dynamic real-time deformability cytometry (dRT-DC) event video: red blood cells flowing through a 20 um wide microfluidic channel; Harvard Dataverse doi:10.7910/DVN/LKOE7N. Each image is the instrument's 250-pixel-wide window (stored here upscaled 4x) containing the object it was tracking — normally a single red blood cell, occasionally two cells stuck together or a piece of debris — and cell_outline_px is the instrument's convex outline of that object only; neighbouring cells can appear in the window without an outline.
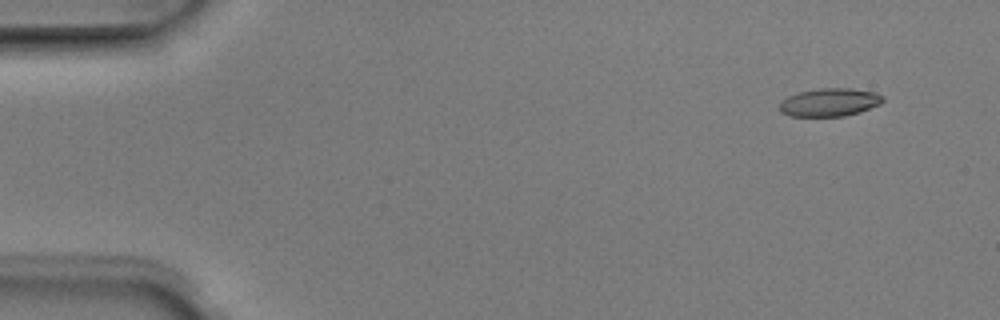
{"species": "Egyptian fruit bat (a non-hibernating species)", "species_latin": "Rousettus aegyptiacus", "temperature_condition": "room temperature", "stored_images_in_passage": 3, "camera_frame_rate_fps": 3000, "um_per_image_px": 0.085, "animal": {"sex": "male"}, "frame": {"image": 1, "passage_image": 1, "time_ms": 0.0, "image_size_px": [1000, 320], "cell_outline_px": [[884, 100], [880, 104], [860, 112], [844, 116], [788, 116], [780, 112], [780, 100], [788, 96], [800, 92], [820, 88], [852, 88], [876, 92], [884, 96]], "centroid_in_image_um": [70.52, 8.69], "position_along_channel_um": 14.5, "area_um2": 17.05}}
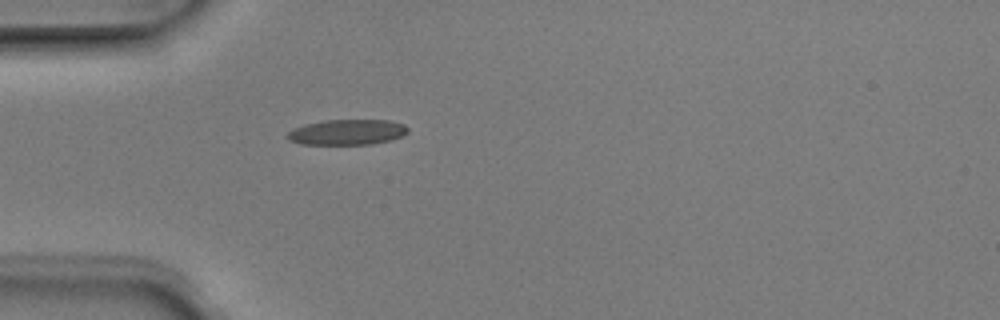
{"frame": {"image": 2, "passage_image": 3, "time_ms": 0.667, "image_size_px": [1000, 320], "cell_outline_px": [[408, 132], [392, 140], [372, 144], [300, 144], [288, 140], [284, 136], [292, 128], [304, 124], [328, 120], [388, 120], [404, 124], [408, 128]], "centroid_in_image_um": [29.47, 11.23], "position_along_channel_um": 55.5, "area_um2": 17.98}}